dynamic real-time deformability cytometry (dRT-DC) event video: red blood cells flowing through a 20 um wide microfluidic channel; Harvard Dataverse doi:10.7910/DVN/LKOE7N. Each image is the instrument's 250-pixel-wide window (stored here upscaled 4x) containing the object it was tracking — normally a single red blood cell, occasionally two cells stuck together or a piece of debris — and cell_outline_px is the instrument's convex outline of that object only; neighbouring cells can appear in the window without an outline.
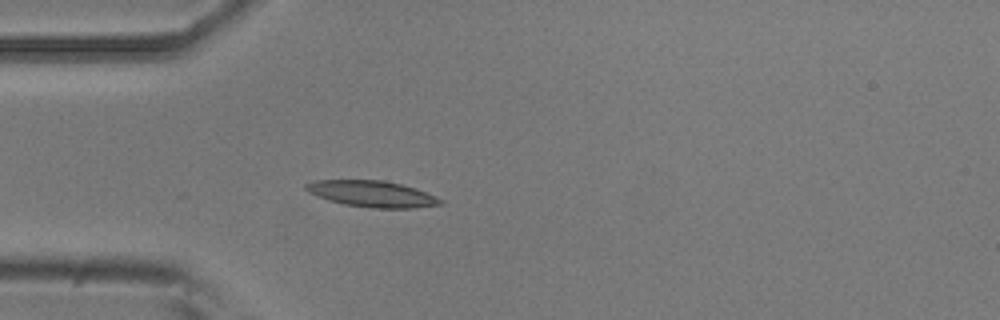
{"species": "common noctule bat (a hibernating species)", "species_latin": "Nyctalus noctula", "temperature_condition": "room temperature", "stored_images_in_passage": 4, "camera_frame_rate_fps": 3000, "um_per_image_px": 0.085, "animal": {"sex": "male", "body_mass_g": 20.5, "forearm_length_mm": 52.5}, "frame": {"image": 1, "passage_image": 4, "time_ms": 1.0, "image_size_px": [1000, 320], "cell_outline_px": [[444, 204], [412, 208], [372, 208], [344, 204], [328, 200], [308, 192], [304, 188], [304, 184], [316, 180], [384, 180], [416, 188], [436, 196], [444, 200]], "centroid_in_image_um": [31.64, 16.48], "position_along_channel_um": 53.4, "area_um2": 20.63}}